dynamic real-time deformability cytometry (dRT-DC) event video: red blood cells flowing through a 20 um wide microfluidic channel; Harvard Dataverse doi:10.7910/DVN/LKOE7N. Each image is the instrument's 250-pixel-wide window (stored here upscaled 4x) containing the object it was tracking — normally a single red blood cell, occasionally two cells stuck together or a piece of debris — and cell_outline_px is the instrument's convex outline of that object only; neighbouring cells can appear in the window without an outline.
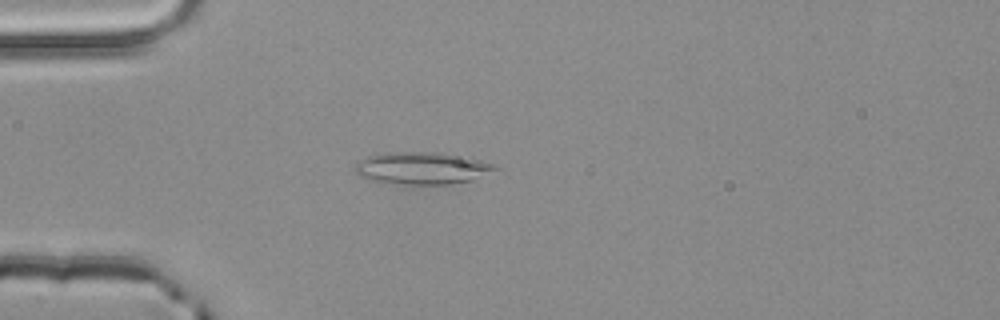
{"species": "common noctule bat (a hibernating species)", "species_latin": "Nyctalus noctula", "temperature_condition": "room temperature", "stored_images_in_passage": 3, "camera_frame_rate_fps": 3000, "um_per_image_px": 0.085, "animal": {"sex": "male", "body_mass_g": 20.4}, "frame": {"image": 1, "passage_image": 3, "time_ms": 0.667, "image_size_px": [1000, 320], "cell_outline_px": [[504, 168], [472, 180], [448, 184], [400, 184], [368, 180], [360, 176], [356, 172], [356, 164], [360, 160], [368, 156], [384, 152], [436, 152], [472, 156]], "centroid_in_image_um": [35.96, 14.28], "position_along_channel_um": 49.0, "area_um2": 26.76}}